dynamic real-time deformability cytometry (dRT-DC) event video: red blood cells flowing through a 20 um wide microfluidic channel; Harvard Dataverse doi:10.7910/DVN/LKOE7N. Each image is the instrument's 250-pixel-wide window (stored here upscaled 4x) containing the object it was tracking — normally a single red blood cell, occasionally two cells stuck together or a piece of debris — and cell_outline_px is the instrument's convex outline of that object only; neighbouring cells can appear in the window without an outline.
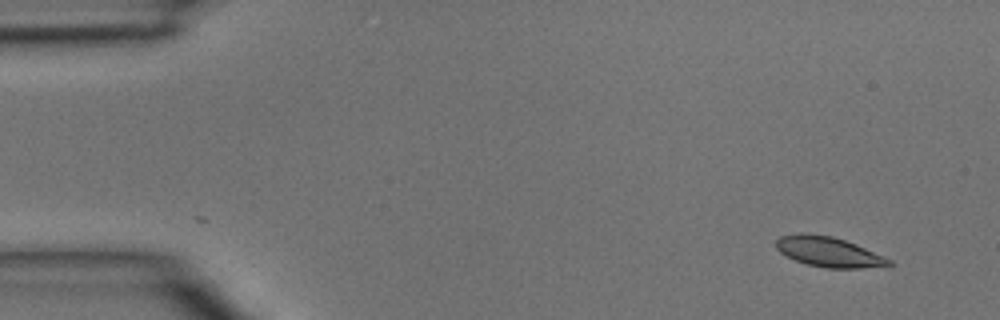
{"species": "common noctule bat (a hibernating species)", "species_latin": "Nyctalus noctula", "temperature_condition": "room temperature", "stored_images_in_passage": 3, "camera_frame_rate_fps": 3000, "um_per_image_px": 0.085, "animal": {"sex": "male", "body_mass_g": 15.6}, "frame": {"image": 1, "passage_image": 1, "time_ms": 0.0, "image_size_px": [1000, 320], "cell_outline_px": [[896, 264], [888, 268], [828, 268], [808, 264], [796, 260], [780, 252], [776, 248], [776, 240], [780, 236], [800, 232], [804, 232], [832, 236], [856, 244], [892, 260]], "centroid_in_image_um": [70.51, 21.42], "position_along_channel_um": 14.5, "area_um2": 20.06}}